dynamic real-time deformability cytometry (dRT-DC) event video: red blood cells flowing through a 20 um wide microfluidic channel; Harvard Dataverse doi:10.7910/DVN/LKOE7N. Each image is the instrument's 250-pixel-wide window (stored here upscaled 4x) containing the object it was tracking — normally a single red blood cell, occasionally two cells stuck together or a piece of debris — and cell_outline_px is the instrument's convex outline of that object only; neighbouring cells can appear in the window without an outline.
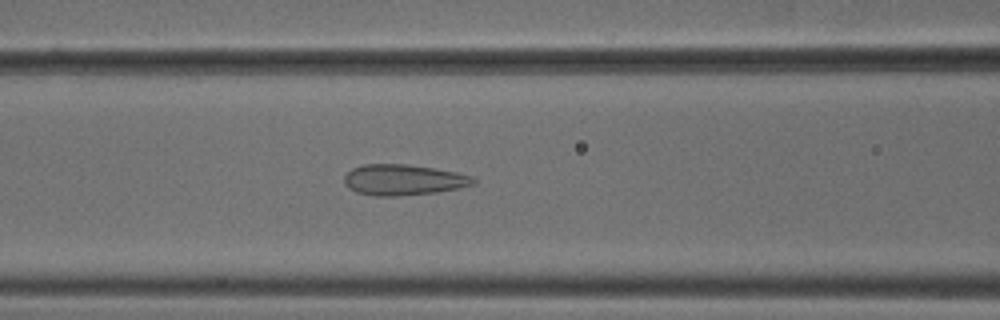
{"species": "common noctule bat (a hibernating species)", "species_latin": "Nyctalus noctula", "temperature_condition": "cold", "stored_images_in_passage": 41, "camera_frame_rate_fps": 3000, "um_per_image_px": 0.085, "animal": {"sex": "male", "body_mass_g": 18.8}, "frame": {"image": 1, "passage_image": 13, "time_ms": 4.0, "image_size_px": [1000, 320], "cell_outline_px": [[476, 184], [460, 188], [436, 192], [400, 196], [376, 196], [356, 192], [348, 188], [344, 184], [344, 176], [352, 168], [364, 164], [404, 164], [432, 168], [456, 172], [472, 176], [476, 180]], "centroid_in_image_um": [34.28, 15.29], "position_along_channel_um": 132.3, "area_um2": 23.24}}
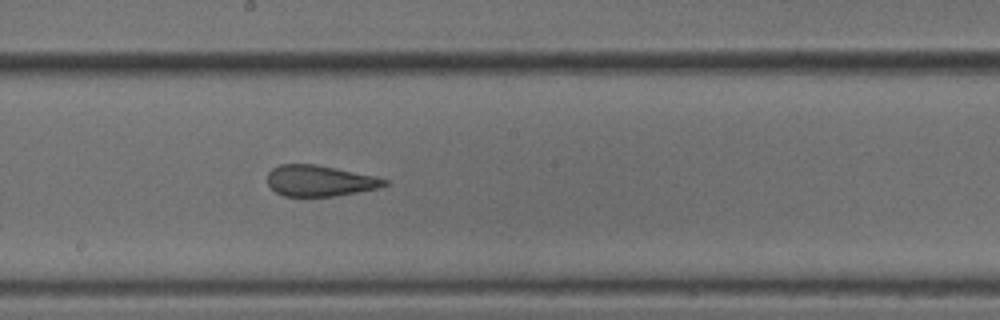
{"frame": {"image": 2, "passage_image": 20, "time_ms": 6.333, "image_size_px": [1000, 320], "cell_outline_px": [[388, 184], [380, 188], [332, 196], [284, 196], [276, 192], [268, 184], [268, 172], [272, 168], [280, 164], [316, 164], [376, 176], [388, 180]], "centroid_in_image_um": [27.18, 15.36], "position_along_channel_um": 221.0, "area_um2": 21.1}}
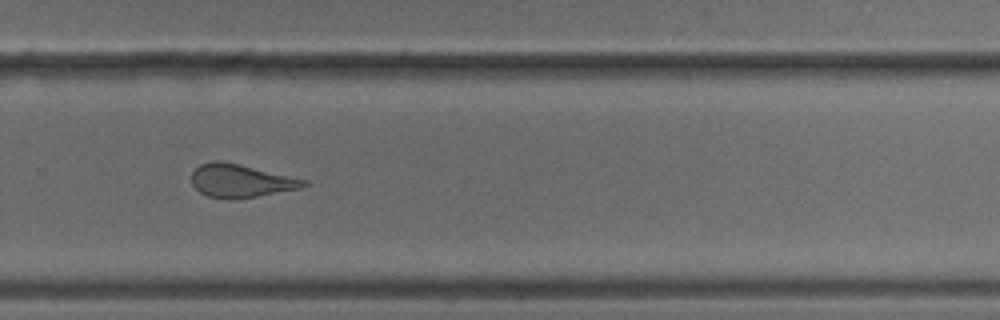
{"frame": {"image": 3, "passage_image": 27, "time_ms": 8.667, "image_size_px": [1000, 320], "cell_outline_px": [[308, 184], [300, 188], [256, 196], [232, 200], [228, 200], [208, 196], [200, 192], [192, 184], [192, 172], [200, 164], [212, 160], [220, 160], [240, 164], [308, 180]], "centroid_in_image_um": [20.44, 15.36], "position_along_channel_um": 309.4, "area_um2": 21.68}, "authors_computed_cell_mechanics": {"area_um2": 23.2356, "velocity_mm_per_s": 3.7957, "shape_relaxation_time_tau1_ms": 6.5117, "shape_relaxation_time_tau2_ms": 1.2651, "deformation_change_tau1": 0.139, "deformation_change_tau2": 0.1006}}